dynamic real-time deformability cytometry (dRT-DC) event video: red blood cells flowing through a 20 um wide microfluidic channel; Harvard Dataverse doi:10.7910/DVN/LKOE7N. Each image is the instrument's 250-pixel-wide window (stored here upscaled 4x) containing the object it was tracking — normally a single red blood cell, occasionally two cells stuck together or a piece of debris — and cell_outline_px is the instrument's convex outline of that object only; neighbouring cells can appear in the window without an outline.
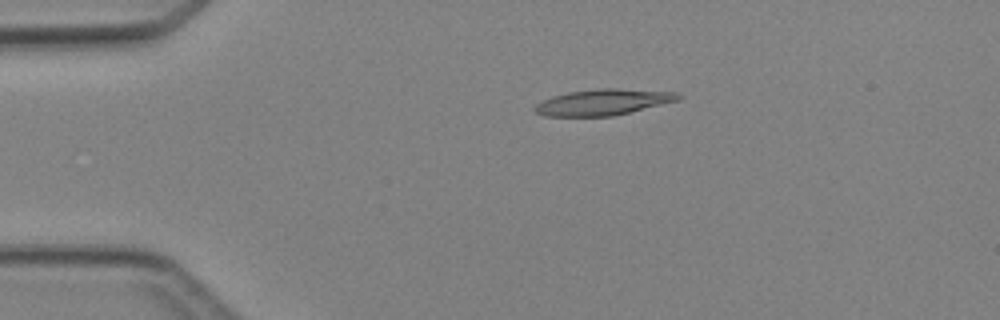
{"species": "Egyptian fruit bat (a non-hibernating species)", "species_latin": "Rousettus aegyptiacus", "temperature_condition": "cold", "stored_images_in_passage": 2, "camera_frame_rate_fps": 3000, "um_per_image_px": 0.085, "animal": {"sex": "female"}, "frame": {"image": 1, "passage_image": 1, "time_ms": 0.0, "image_size_px": [1000, 320], "cell_outline_px": [[684, 96], [680, 100], [612, 116], [544, 116], [536, 112], [532, 108], [536, 104], [552, 96], [568, 92], [596, 88], [616, 88], [676, 92]], "centroid_in_image_um": [51.28, 8.67], "position_along_channel_um": 33.7, "area_um2": 21.79}}